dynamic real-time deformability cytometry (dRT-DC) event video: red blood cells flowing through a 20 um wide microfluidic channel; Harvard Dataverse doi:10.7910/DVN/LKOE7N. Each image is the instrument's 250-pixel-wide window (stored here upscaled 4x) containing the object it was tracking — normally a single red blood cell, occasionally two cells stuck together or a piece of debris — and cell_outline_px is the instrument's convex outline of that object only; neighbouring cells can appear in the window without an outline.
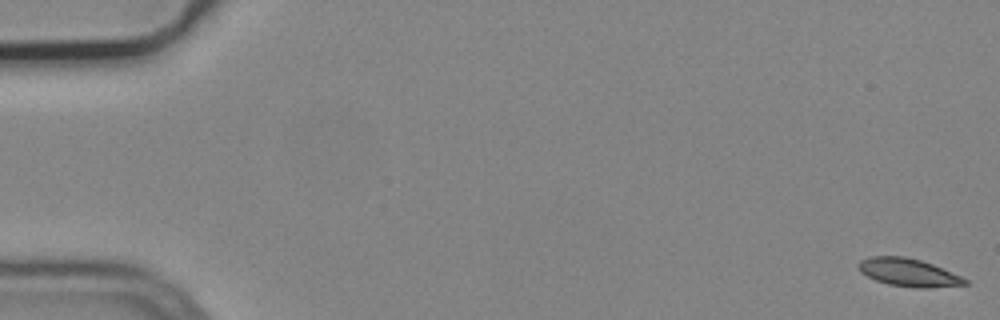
{"species": "common noctule bat (a hibernating species)", "species_latin": "Nyctalus noctula", "temperature_condition": "cold", "stored_images_in_passage": 5, "camera_frame_rate_fps": 3000, "um_per_image_px": 0.085, "animal": {"sex": "male", "body_mass_g": 19.2, "forearm_length_mm": 51.8}, "frame": {"image": 1, "passage_image": 1, "time_ms": 0.0, "image_size_px": [1000, 320], "cell_outline_px": [[968, 284], [924, 288], [920, 288], [888, 284], [876, 280], [860, 272], [856, 264], [860, 260], [868, 256], [904, 256], [920, 260], [932, 264], [960, 276], [968, 280]], "centroid_in_image_um": [77.16, 23.14], "position_along_channel_um": 7.8, "area_um2": 17.17}}
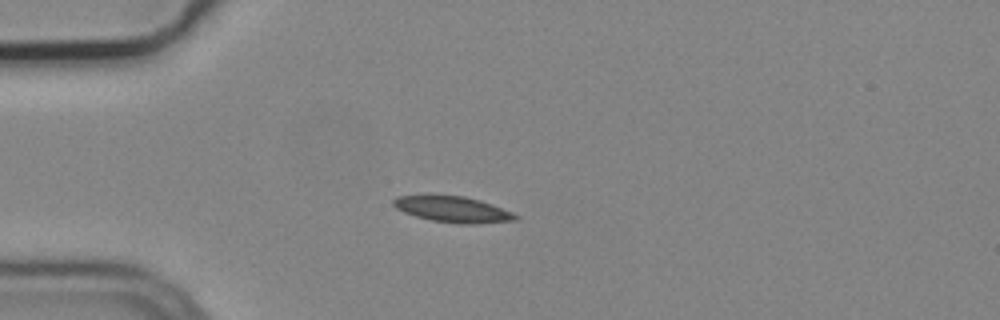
{"frame": {"image": 2, "passage_image": 5, "time_ms": 1.333, "image_size_px": [1000, 320], "cell_outline_px": [[520, 216], [516, 220], [476, 224], [464, 224], [432, 220], [416, 216], [404, 212], [396, 208], [392, 204], [392, 200], [396, 196], [464, 196], [480, 200], [492, 204], [512, 212]], "centroid_in_image_um": [38.52, 17.8], "position_along_channel_um": 46.5, "area_um2": 18.21}}